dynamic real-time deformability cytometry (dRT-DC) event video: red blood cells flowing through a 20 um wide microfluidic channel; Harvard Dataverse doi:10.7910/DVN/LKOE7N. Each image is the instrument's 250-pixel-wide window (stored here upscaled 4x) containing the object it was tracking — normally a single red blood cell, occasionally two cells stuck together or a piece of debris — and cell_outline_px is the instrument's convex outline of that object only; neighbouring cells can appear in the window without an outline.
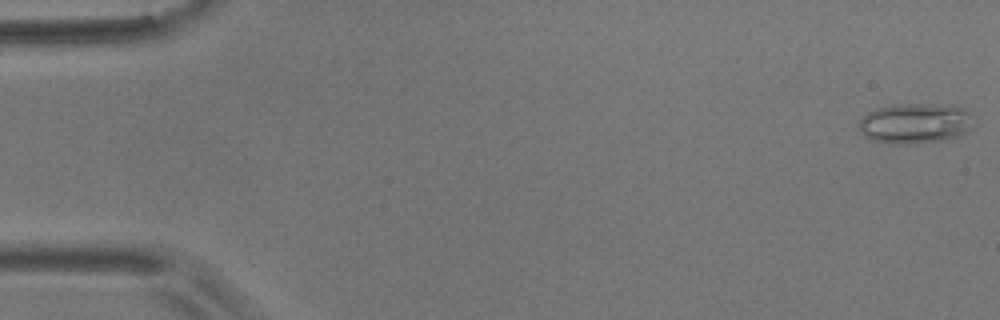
{"species": "common noctule bat (a hibernating species)", "species_latin": "Nyctalus noctula", "temperature_condition": "room temperature", "stored_images_in_passage": 9, "camera_frame_rate_fps": 3000, "um_per_image_px": 0.085, "animal": {"sex": "male", "body_mass_g": 17.9}, "frame": {"image": 1, "passage_image": 1, "time_ms": 0.0, "image_size_px": [1000, 320], "cell_outline_px": [[972, 128], [956, 136], [944, 140], [904, 144], [896, 144], [872, 140], [864, 136], [860, 128], [860, 116], [876, 108], [892, 104], [956, 104], [972, 112]], "centroid_in_image_um": [77.81, 10.45], "position_along_channel_um": 7.2, "area_um2": 27.22}}
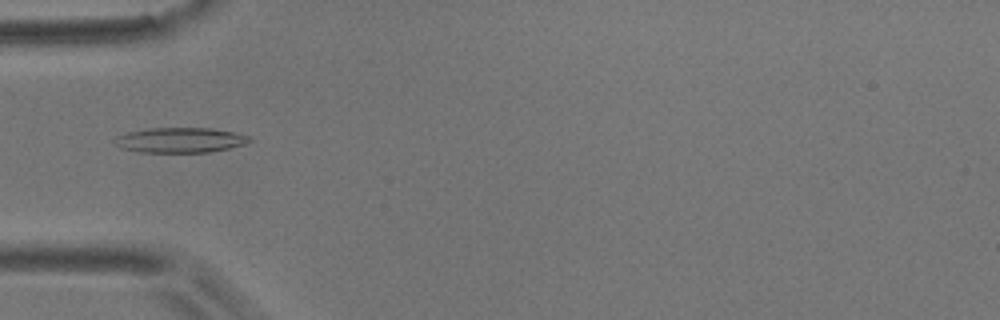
{"frame": {"image": 2, "passage_image": 6, "time_ms": 1.667, "image_size_px": [1000, 320], "cell_outline_px": [[252, 140], [248, 144], [208, 152], [140, 152], [120, 148], [116, 144], [116, 136], [128, 132], [148, 128], [212, 128], [232, 132], [248, 136]], "centroid_in_image_um": [15.32, 11.91], "position_along_channel_um": 69.7, "area_um2": 19.59}}
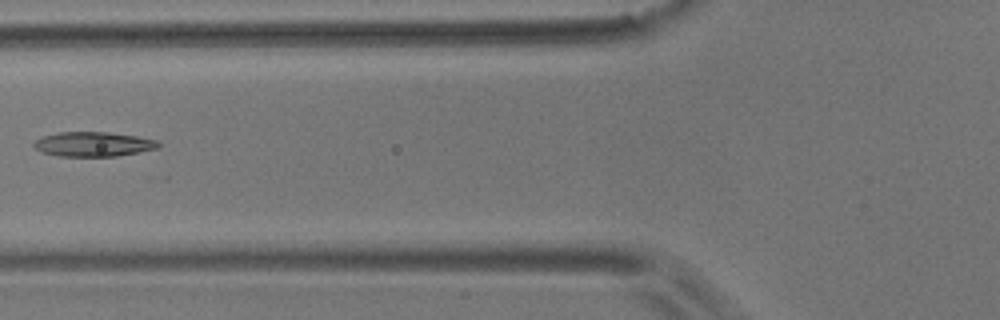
{"frame": {"image": 3, "passage_image": 7, "time_ms": 2.0, "image_size_px": [1000, 320], "cell_outline_px": [[160, 148], [116, 156], [60, 156], [40, 152], [32, 144], [36, 140], [44, 136], [60, 132], [108, 132], [136, 136], [160, 140]], "centroid_in_image_um": [7.97, 12.25], "position_along_channel_um": 117.8, "area_um2": 17.86}}